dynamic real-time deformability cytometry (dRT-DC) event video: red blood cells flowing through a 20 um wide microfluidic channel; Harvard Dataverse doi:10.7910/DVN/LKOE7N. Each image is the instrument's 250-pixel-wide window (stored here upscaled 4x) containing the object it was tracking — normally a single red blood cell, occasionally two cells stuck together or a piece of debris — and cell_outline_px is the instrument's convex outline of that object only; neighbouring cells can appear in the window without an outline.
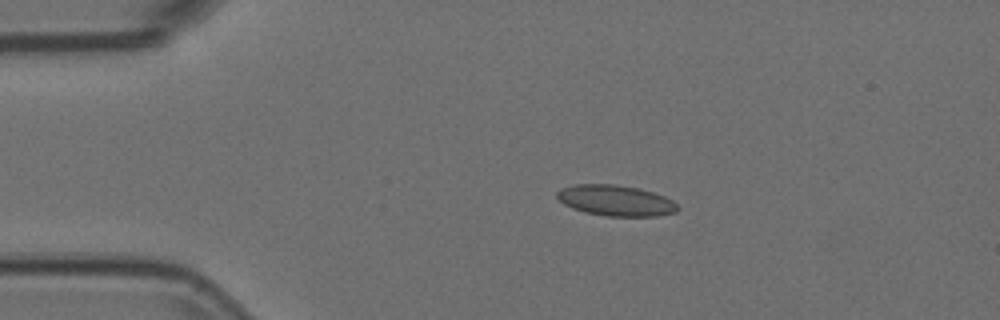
{"species": "Egyptian fruit bat (a non-hibernating species)", "species_latin": "Rousettus aegyptiacus", "temperature_condition": "room temperature", "stored_images_in_passage": 54, "camera_frame_rate_fps": 3000, "um_per_image_px": 0.085, "animal": {"sex": "female"}, "frame": {"image": 1, "passage_image": 10, "time_ms": 3.0, "image_size_px": [1000, 320], "cell_outline_px": [[680, 208], [676, 212], [656, 216], [608, 216], [584, 212], [572, 208], [564, 204], [556, 196], [556, 192], [560, 188], [572, 184], [616, 184], [640, 188], [664, 196], [672, 200]], "centroid_in_image_um": [52.32, 17.03], "position_along_channel_um": 32.7, "area_um2": 21.79}}
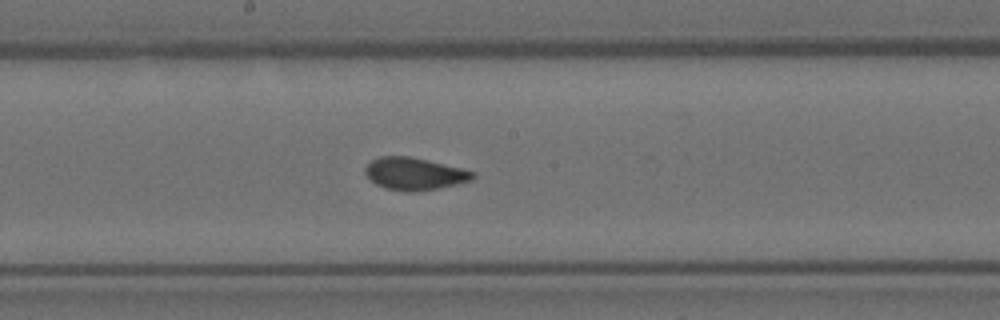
{"frame": {"image": 2, "passage_image": 28, "time_ms": 9.0, "image_size_px": [1000, 320], "cell_outline_px": [[476, 176], [472, 180], [456, 184], [416, 192], [404, 192], [388, 188], [376, 184], [364, 172], [364, 168], [372, 160], [380, 156], [408, 156], [428, 160], [476, 172]], "centroid_in_image_um": [35.24, 14.77], "position_along_channel_um": 213.0, "area_um2": 20.11}}
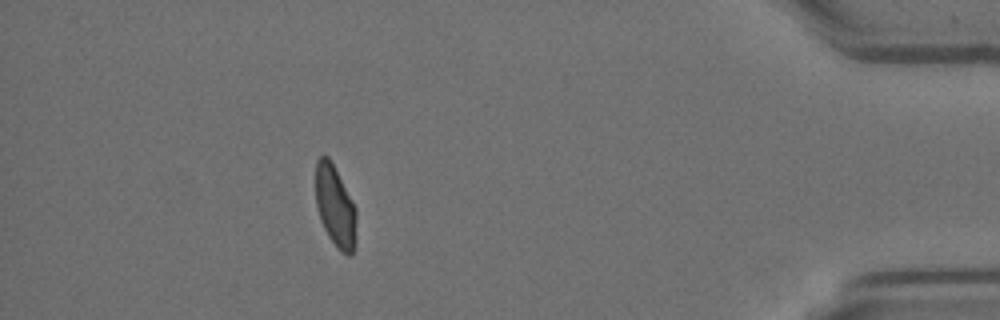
{"frame": {"image": 3, "passage_image": 48, "time_ms": 15.667, "image_size_px": [1000, 320], "cell_outline_px": [[356, 248], [348, 256], [340, 252], [336, 248], [328, 236], [320, 220], [316, 204], [316, 160], [320, 156], [328, 156], [356, 208]], "centroid_in_image_um": [28.5, 17.61], "position_along_channel_um": 406.7, "area_um2": 19.36}, "authors_computed_cell_mechanics": {"area_um2": 20.3167, "velocity_mm_per_s": 3.7141, "shape_relaxation_time_tau1_ms": 10.4804, "shape_relaxation_time_tau2_ms": 0.7864, "deformation_change_tau1": 0.2147, "deformation_change_tau2": 0.0464}}